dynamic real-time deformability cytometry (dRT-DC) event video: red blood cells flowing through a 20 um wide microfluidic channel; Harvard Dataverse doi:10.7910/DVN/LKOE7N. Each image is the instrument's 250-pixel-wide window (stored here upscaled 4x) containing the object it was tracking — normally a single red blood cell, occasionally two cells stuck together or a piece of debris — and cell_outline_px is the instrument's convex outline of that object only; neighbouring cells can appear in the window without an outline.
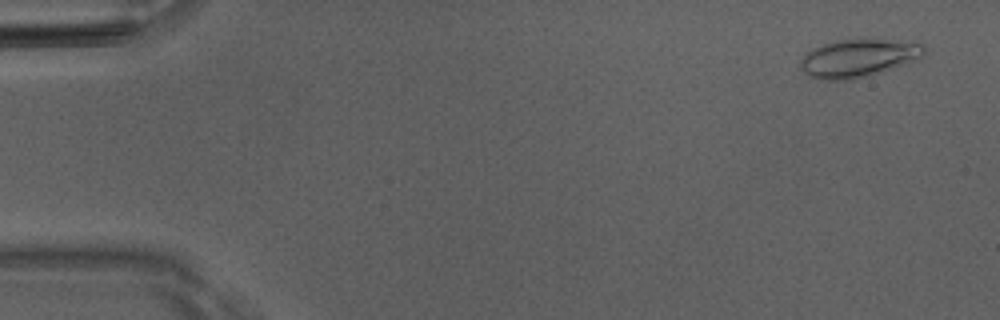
{"species": "Egyptian fruit bat (a non-hibernating species)", "species_latin": "Rousettus aegyptiacus", "temperature_condition": "room temperature", "stored_images_in_passage": 51, "camera_frame_rate_fps": 3000, "um_per_image_px": 0.085, "animal": {"sex": "male"}, "frame": {"image": 1, "passage_image": 3, "time_ms": 0.667, "image_size_px": [1000, 320], "cell_outline_px": [[924, 52], [916, 60], [852, 80], [816, 80], [808, 76], [804, 72], [800, 64], [800, 60], [808, 52], [824, 44], [840, 40], [884, 40], [924, 44]], "centroid_in_image_um": [72.89, 4.97], "position_along_channel_um": 12.1, "area_um2": 26.53}}
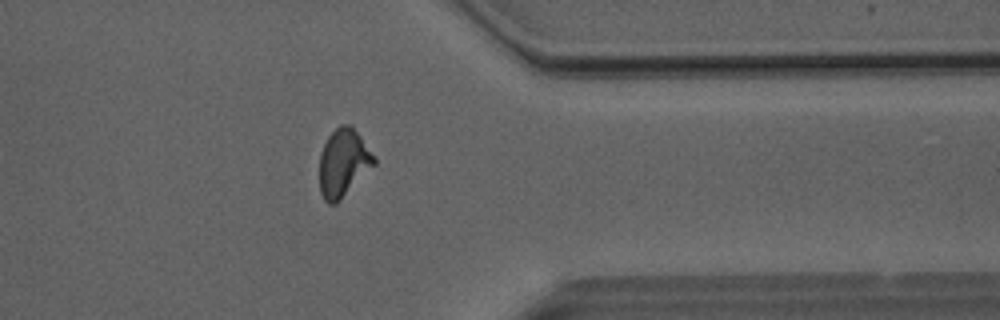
{"frame": {"image": 2, "passage_image": 41, "time_ms": 13.333, "image_size_px": [1000, 320], "cell_outline_px": [[376, 164], [336, 204], [328, 204], [324, 200], [320, 192], [320, 152], [328, 136], [340, 124], [352, 124], [376, 156]], "centroid_in_image_um": [29.21, 13.82], "position_along_channel_um": 382.2, "area_um2": 21.85}}
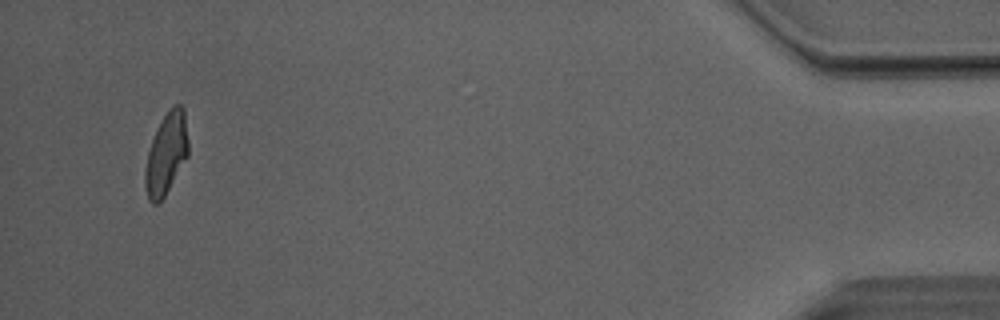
{"frame": {"image": 3, "passage_image": 49, "time_ms": 16.0, "image_size_px": [1000, 320], "cell_outline_px": [[188, 156], [160, 204], [152, 204], [148, 200], [144, 188], [144, 172], [148, 152], [152, 140], [164, 116], [172, 104], [180, 104], [184, 108], [188, 140]], "centroid_in_image_um": [14.13, 13.12], "position_along_channel_um": 421.1, "area_um2": 20.63}, "authors_computed_cell_mechanics": {"area_um2": 21.5016, "velocity_mm_per_s": 4.0489, "shape_relaxation_time_tau1_ms": 5.2724, "shape_relaxation_time_tau2_ms": 1.2037, "deformation_change_tau1": 0.1663, "deformation_change_tau2": 0.0766}}